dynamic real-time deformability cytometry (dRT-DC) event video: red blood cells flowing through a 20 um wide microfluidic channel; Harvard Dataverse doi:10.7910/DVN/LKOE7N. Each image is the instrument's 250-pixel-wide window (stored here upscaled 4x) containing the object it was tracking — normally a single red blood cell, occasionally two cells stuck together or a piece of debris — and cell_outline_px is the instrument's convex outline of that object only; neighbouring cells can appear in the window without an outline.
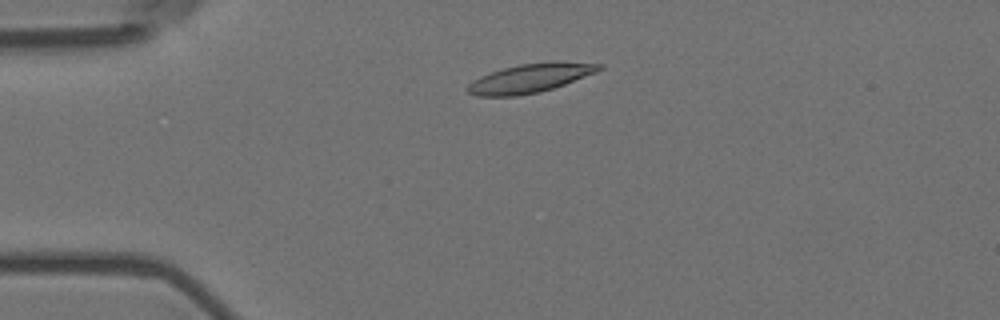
{"species": "Egyptian fruit bat (a non-hibernating species)", "species_latin": "Rousettus aegyptiacus", "temperature_condition": "room temperature", "stored_images_in_passage": 5, "camera_frame_rate_fps": 3000, "um_per_image_px": 0.085, "animal": {"sex": "female"}, "frame": {"image": 1, "passage_image": 3, "time_ms": 0.667, "image_size_px": [1000, 320], "cell_outline_px": [[604, 68], [596, 72], [564, 84], [540, 92], [516, 96], [476, 96], [468, 92], [464, 88], [472, 80], [480, 76], [504, 68], [520, 64], [552, 60], [560, 60], [604, 64]], "centroid_in_image_um": [45.08, 6.62], "position_along_channel_um": 39.9, "area_um2": 22.43}}
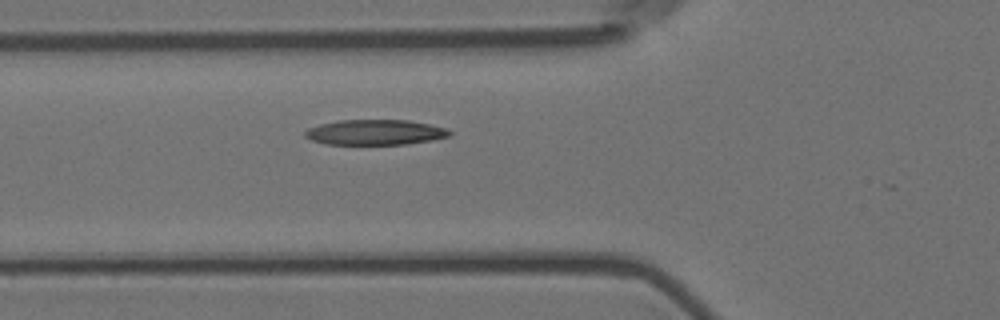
{"frame": {"image": 2, "passage_image": 5, "time_ms": 1.333, "image_size_px": [1000, 320], "cell_outline_px": [[452, 132], [448, 136], [432, 140], [404, 144], [328, 144], [312, 140], [304, 136], [304, 132], [308, 128], [320, 124], [340, 120], [408, 120], [448, 128]], "centroid_in_image_um": [31.88, 11.24], "position_along_channel_um": 93.9, "area_um2": 21.15}}